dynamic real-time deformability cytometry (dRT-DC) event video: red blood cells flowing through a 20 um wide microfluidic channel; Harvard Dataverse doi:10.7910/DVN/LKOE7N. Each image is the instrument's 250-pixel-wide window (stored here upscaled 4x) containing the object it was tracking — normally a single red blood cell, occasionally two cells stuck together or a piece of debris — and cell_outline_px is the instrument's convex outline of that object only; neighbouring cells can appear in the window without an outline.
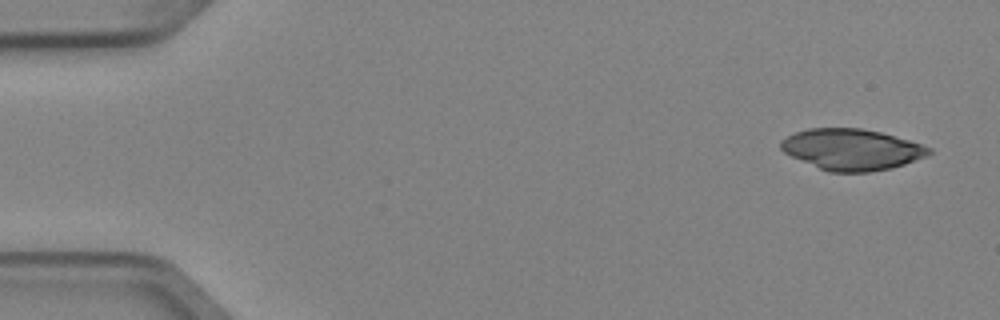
{"species": "Egyptian fruit bat (a non-hibernating species)", "species_latin": "Rousettus aegyptiacus", "temperature_condition": "cold", "stored_images_in_passage": 5, "camera_frame_rate_fps": 3000, "um_per_image_px": 0.085, "animal": {"sex": "female"}, "frame": {"image": 1, "passage_image": 1, "time_ms": 0.0, "image_size_px": [1000, 320], "cell_outline_px": [[932, 152], [928, 156], [892, 168], [868, 172], [828, 172], [792, 156], [784, 152], [780, 148], [780, 140], [796, 132], [808, 128], [860, 128], [880, 132], [908, 140], [932, 148]], "centroid_in_image_um": [72.4, 12.7], "position_along_channel_um": 12.6, "area_um2": 35.32}}